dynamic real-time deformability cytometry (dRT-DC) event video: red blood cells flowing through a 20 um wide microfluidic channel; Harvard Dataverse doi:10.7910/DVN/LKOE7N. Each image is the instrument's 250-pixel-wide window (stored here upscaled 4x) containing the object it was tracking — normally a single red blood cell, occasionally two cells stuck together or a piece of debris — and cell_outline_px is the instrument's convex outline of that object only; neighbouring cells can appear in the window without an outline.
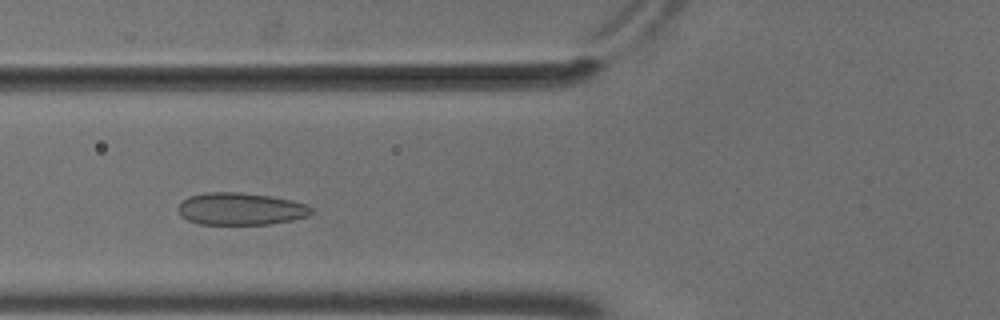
{"species": "common noctule bat (a hibernating species)", "species_latin": "Nyctalus noctula", "temperature_condition": "cold", "stored_images_in_passage": 47, "camera_frame_rate_fps": 3000, "um_per_image_px": 0.085, "animal": {"sex": "male", "body_mass_g": 18.8}, "frame": {"image": 1, "passage_image": 14, "time_ms": 4.333, "image_size_px": [1000, 320], "cell_outline_px": [[312, 212], [308, 216], [292, 220], [268, 224], [200, 224], [188, 220], [180, 216], [176, 208], [188, 196], [204, 192], [240, 192], [272, 196], [292, 200], [304, 204], [312, 208]], "centroid_in_image_um": [20.42, 17.75], "position_along_channel_um": 105.4, "area_um2": 25.14}}
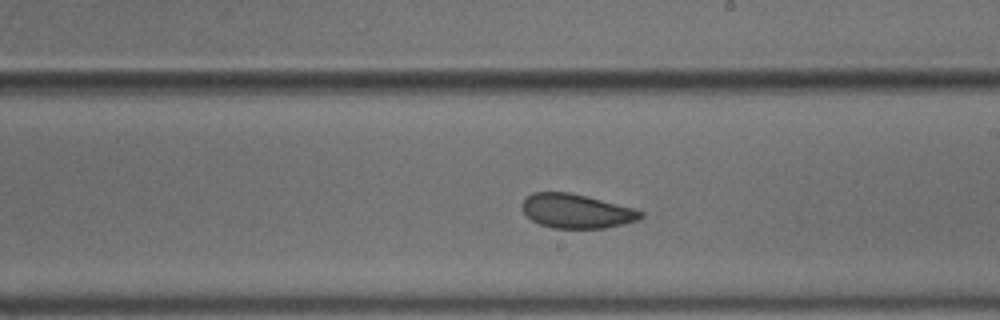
{"frame": {"image": 2, "passage_image": 25, "time_ms": 8.0, "image_size_px": [1000, 320], "cell_outline_px": [[644, 216], [640, 220], [604, 228], [552, 228], [540, 224], [532, 220], [524, 212], [524, 200], [532, 192], [568, 192], [632, 208], [644, 212]], "centroid_in_image_um": [49.02, 17.95], "position_along_channel_um": 240.0, "area_um2": 23.18}}
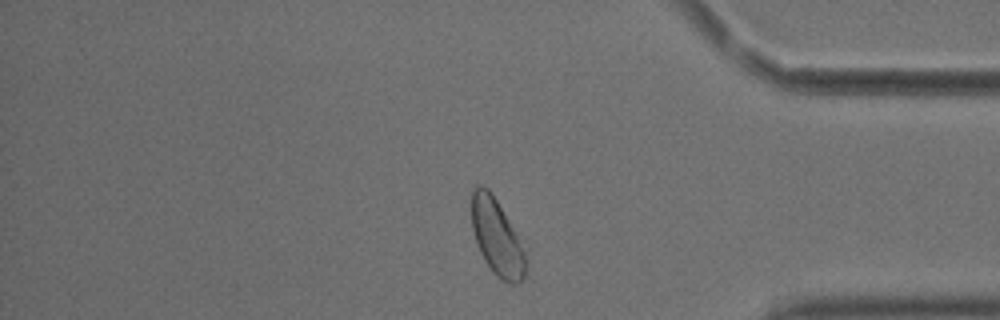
{"frame": {"image": 3, "passage_image": 39, "time_ms": 12.667, "image_size_px": [1000, 320], "cell_outline_px": [[528, 248], [524, 276], [516, 284], [508, 284], [500, 280], [492, 272], [484, 260], [476, 244], [472, 228], [472, 188], [476, 184], [480, 184], [488, 188]], "centroid_in_image_um": [42.27, 20.19], "position_along_channel_um": 392.9, "area_um2": 24.74}, "authors_computed_cell_mechanics": {"area_um2": 25.3164, "velocity_mm_per_s": 3.6602, "shape_relaxation_time_tau1_ms": 5.4663, "shape_relaxation_time_tau2_ms": 1.4821, "deformation_change_tau1": 0.0903, "deformation_change_tau2": 0.0492}}